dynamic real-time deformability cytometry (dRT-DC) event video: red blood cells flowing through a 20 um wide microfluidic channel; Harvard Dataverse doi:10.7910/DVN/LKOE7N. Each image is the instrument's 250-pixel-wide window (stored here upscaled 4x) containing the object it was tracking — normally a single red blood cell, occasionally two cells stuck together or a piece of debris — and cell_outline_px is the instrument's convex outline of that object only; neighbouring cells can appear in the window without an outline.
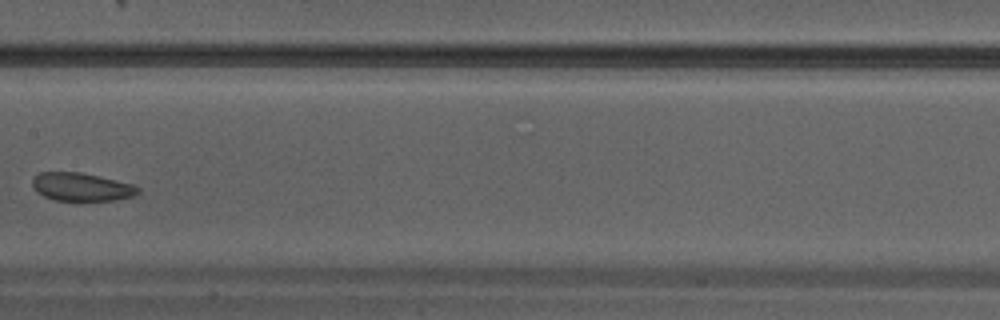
{"species": "Egyptian fruit bat (a non-hibernating species)", "species_latin": "Rousettus aegyptiacus", "temperature_condition": "warm", "stored_images_in_passage": 32, "camera_frame_rate_fps": 3000, "um_per_image_px": 0.085, "animal": {"sex": "male"}, "frame": {"image": 1, "passage_image": 14, "time_ms": 4.333, "image_size_px": [1000, 320], "cell_outline_px": [[140, 192], [132, 196], [112, 200], [84, 204], [80, 204], [52, 200], [36, 192], [32, 184], [32, 180], [40, 172], [80, 172], [100, 176], [132, 184], [140, 188]], "centroid_in_image_um": [6.91, 15.94], "position_along_channel_um": 200.5, "area_um2": 18.15}}